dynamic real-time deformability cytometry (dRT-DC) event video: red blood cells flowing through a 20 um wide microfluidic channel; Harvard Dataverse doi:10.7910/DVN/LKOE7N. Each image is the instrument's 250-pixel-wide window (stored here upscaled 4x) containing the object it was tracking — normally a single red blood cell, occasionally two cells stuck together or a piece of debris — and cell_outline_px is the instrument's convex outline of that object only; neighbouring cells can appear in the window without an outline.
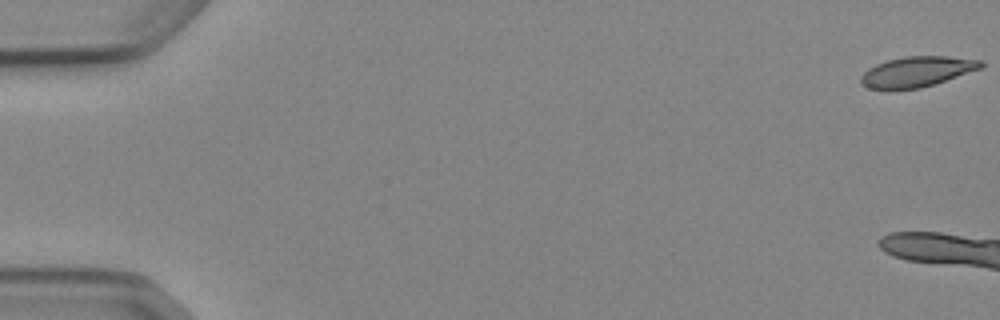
{"species": "Egyptian fruit bat (a non-hibernating species)", "species_latin": "Rousettus aegyptiacus", "temperature_condition": "cold", "stored_images_in_passage": 9, "camera_frame_rate_fps": 3000, "um_per_image_px": 0.085, "animal": {"sex": "female"}, "frame": {"image": 1, "passage_image": 1, "time_ms": 0.0, "image_size_px": [1000, 320], "cell_outline_px": [[984, 68], [920, 88], [892, 92], [888, 92], [868, 88], [860, 84], [860, 76], [868, 68], [876, 64], [888, 60], [904, 56], [948, 56], [984, 60]], "centroid_in_image_um": [77.9, 6.12], "position_along_channel_um": 7.1, "area_um2": 21.96}}
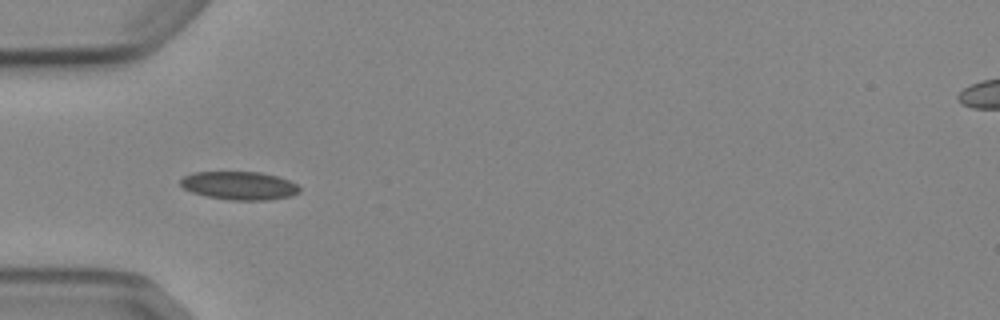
{"frame": {"image": 2, "passage_image": 7, "time_ms": 7.0, "image_size_px": [1000, 320], "cell_outline_px": [[300, 192], [288, 196], [268, 200], [232, 200], [208, 196], [192, 192], [184, 188], [180, 184], [180, 180], [184, 176], [192, 172], [260, 172], [276, 176], [288, 180], [296, 184], [300, 188]], "centroid_in_image_um": [20.33, 15.77], "position_along_channel_um": 64.7, "area_um2": 19.42}}
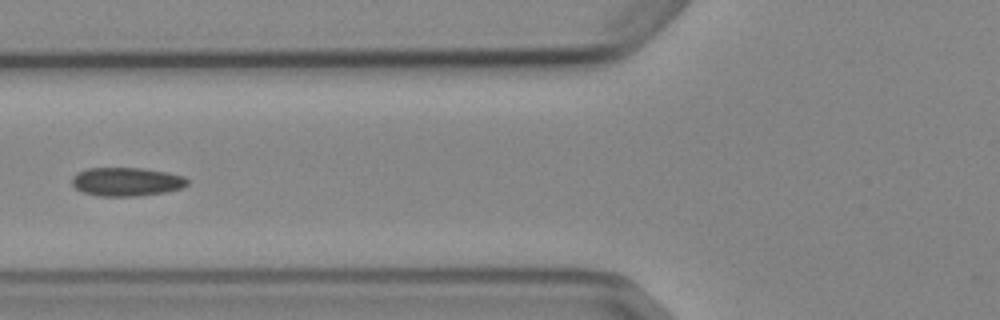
{"frame": {"image": 3, "passage_image": 8, "time_ms": 8.333, "image_size_px": [1000, 320], "cell_outline_px": [[188, 184], [180, 188], [164, 192], [136, 196], [100, 196], [84, 192], [76, 188], [72, 184], [72, 176], [76, 172], [88, 168], [140, 168], [168, 172], [184, 176], [188, 180]], "centroid_in_image_um": [10.74, 15.44], "position_along_channel_um": 115.1, "area_um2": 19.19}}